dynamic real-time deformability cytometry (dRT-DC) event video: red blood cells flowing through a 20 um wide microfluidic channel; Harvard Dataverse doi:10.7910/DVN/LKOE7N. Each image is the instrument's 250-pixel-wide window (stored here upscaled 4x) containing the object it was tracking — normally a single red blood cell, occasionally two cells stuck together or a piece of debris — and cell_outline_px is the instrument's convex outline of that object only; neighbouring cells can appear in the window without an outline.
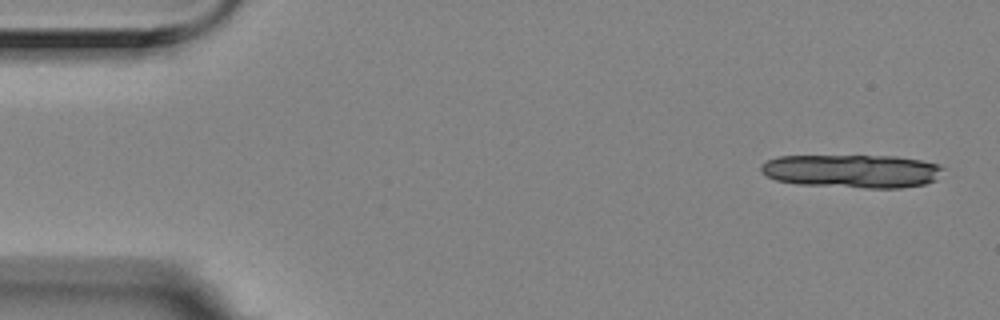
{"species": "Egyptian fruit bat (a non-hibernating species)", "species_latin": "Rousettus aegyptiacus", "temperature_condition": "room temperature", "stored_images_in_passage": 4, "camera_frame_rate_fps": 3000, "um_per_image_px": 0.085, "animal": {"sex": "female"}, "frame": {"image": 1, "passage_image": 1, "time_ms": 0.0, "image_size_px": [1000, 320], "cell_outline_px": [[944, 168], [936, 180], [924, 184], [900, 188], [864, 188], [800, 184], [776, 180], [760, 172], [760, 164], [776, 156], [896, 156], [920, 160], [940, 164]], "centroid_in_image_um": [72.43, 14.54], "position_along_channel_um": 12.6, "area_um2": 35.55}}